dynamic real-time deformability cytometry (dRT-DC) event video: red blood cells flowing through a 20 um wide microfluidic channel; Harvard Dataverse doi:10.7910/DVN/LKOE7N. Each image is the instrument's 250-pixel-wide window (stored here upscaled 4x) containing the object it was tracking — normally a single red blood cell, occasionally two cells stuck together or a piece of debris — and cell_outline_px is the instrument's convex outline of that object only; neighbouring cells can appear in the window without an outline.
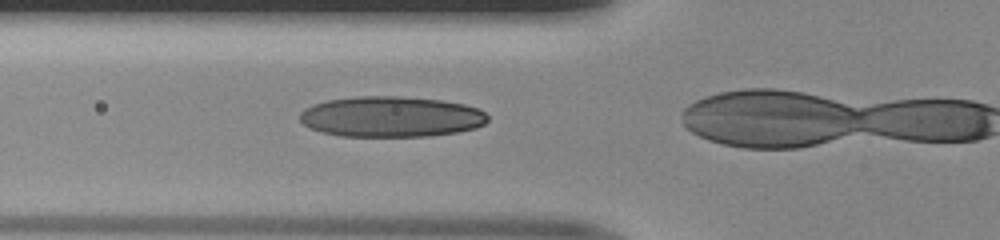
{"species": "human", "species_latin": "Homo sapiens", "temperature_condition": "room temperature", "stored_images_in_passage": 34, "camera_frame_rate_fps": 3000, "um_per_image_px": 0.085, "donor": {"sex": "male"}, "frame": {"image": 1, "passage_image": 13, "time_ms": 4.0, "image_size_px": [1000, 240], "cell_outline_px": [[488, 120], [484, 124], [476, 128], [460, 132], [432, 136], [340, 136], [320, 132], [304, 124], [300, 120], [300, 112], [304, 108], [312, 104], [328, 100], [356, 96], [396, 96], [440, 100], [464, 104], [476, 108], [484, 112], [488, 116]], "centroid_in_image_um": [33.24, 9.92], "position_along_channel_um": 92.6, "area_um2": 44.68}}
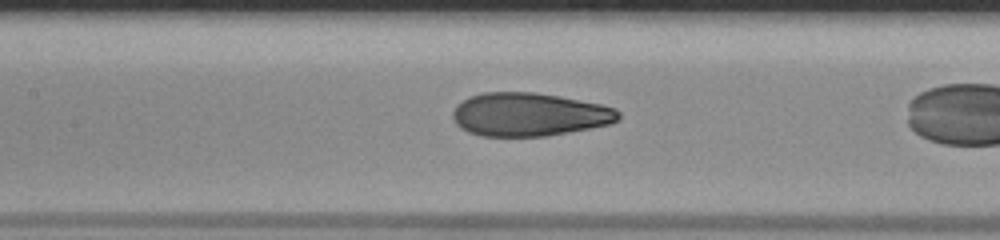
{"frame": {"image": 2, "passage_image": 18, "time_ms": 5.667, "image_size_px": [1000, 240], "cell_outline_px": [[620, 120], [612, 124], [568, 132], [544, 136], [480, 136], [468, 132], [460, 128], [456, 124], [452, 116], [452, 112], [456, 104], [468, 96], [484, 92], [532, 92], [556, 96], [600, 104], [616, 108], [620, 112]], "centroid_in_image_um": [44.96, 9.73], "position_along_channel_um": 162.4, "area_um2": 42.02}}
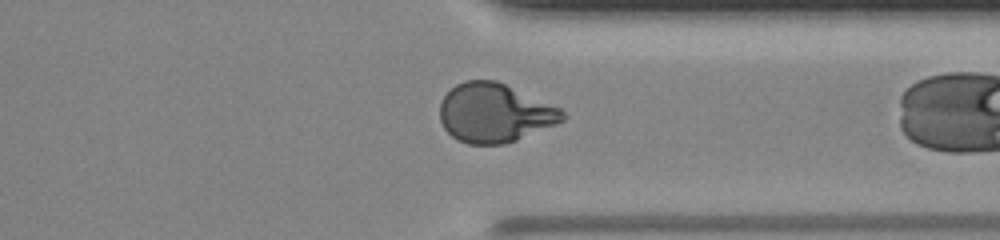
{"frame": {"image": 3, "passage_image": 33, "time_ms": 10.667, "image_size_px": [1000, 240], "cell_outline_px": [[568, 116], [564, 120], [556, 124], [516, 140], [504, 144], [468, 144], [456, 140], [444, 128], [440, 120], [440, 104], [444, 96], [456, 84], [464, 80], [496, 80], [560, 108]], "centroid_in_image_um": [42.03, 9.6], "position_along_channel_um": 369.4, "area_um2": 42.02}}